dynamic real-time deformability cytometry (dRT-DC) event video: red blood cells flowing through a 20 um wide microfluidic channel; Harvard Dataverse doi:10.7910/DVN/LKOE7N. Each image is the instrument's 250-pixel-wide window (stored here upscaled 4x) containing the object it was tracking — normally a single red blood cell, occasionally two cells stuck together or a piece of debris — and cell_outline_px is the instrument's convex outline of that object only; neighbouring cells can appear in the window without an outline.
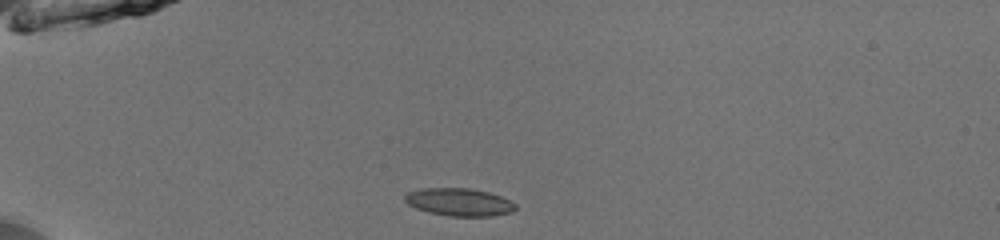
{"species": "common noctule bat (a hibernating species)", "species_latin": "Nyctalus noctula", "temperature_condition": "room temperature", "stored_images_in_passage": 38, "camera_frame_rate_fps": 3000, "um_per_image_px": 0.085, "animal": {"sex": "male", "body_mass_g": 13.0, "forearm_length_mm": 53.1}, "frame": {"image": 1, "passage_image": 1, "time_ms": 0.0, "image_size_px": [1000, 240], "cell_outline_px": [[516, 208], [512, 212], [492, 216], [448, 216], [428, 212], [416, 208], [408, 204], [404, 200], [404, 196], [408, 192], [424, 188], [468, 188], [488, 192], [500, 196], [516, 204]], "centroid_in_image_um": [39.02, 17.18], "position_along_channel_um": 46.0, "area_um2": 17.8}}
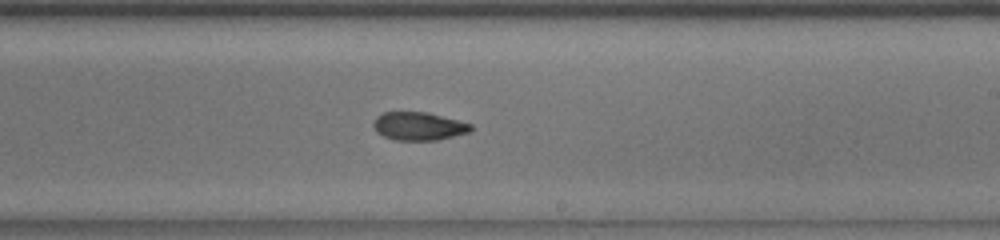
{"frame": {"image": 2, "passage_image": 19, "time_ms": 6.0, "image_size_px": [1000, 240], "cell_outline_px": [[472, 128], [468, 132], [436, 140], [396, 140], [384, 136], [376, 132], [372, 124], [376, 116], [384, 112], [428, 112], [472, 124]], "centroid_in_image_um": [35.55, 10.72], "position_along_channel_um": 253.5, "area_um2": 15.9}}
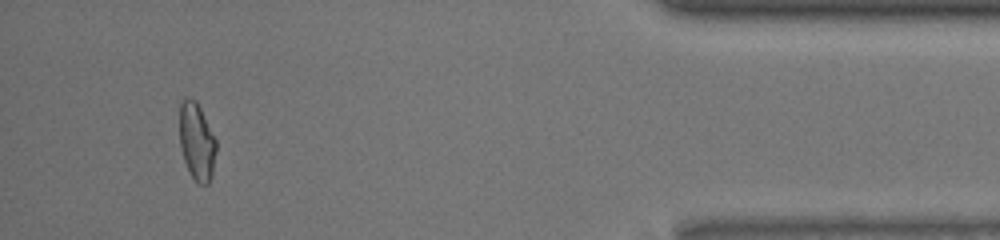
{"frame": {"image": 3, "passage_image": 35, "time_ms": 11.333, "image_size_px": [1000, 240], "cell_outline_px": [[216, 152], [212, 176], [208, 184], [200, 184], [192, 176], [184, 160], [180, 148], [180, 100], [184, 96], [188, 96], [196, 100], [216, 140]], "centroid_in_image_um": [16.72, 11.99], "position_along_channel_um": 418.5, "area_um2": 16.53}, "authors_computed_cell_mechanics": {"area_um2": 16.8487, "velocity_mm_per_s": 3.9922, "shape_relaxation_time_tau1_ms": 7.1869, "shape_relaxation_time_tau2_ms": 2.4618, "deformation_change_tau1": 0.1611, "deformation_change_tau2": 0.0705}}